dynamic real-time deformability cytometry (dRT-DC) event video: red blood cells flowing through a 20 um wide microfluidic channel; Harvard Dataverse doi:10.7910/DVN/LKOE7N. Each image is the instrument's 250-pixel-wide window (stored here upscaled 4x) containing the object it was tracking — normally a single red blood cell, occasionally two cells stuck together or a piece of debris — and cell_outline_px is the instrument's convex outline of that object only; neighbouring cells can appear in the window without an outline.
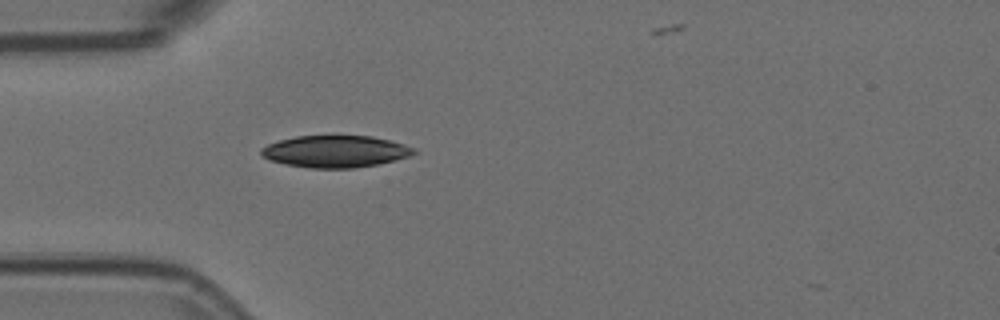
{"species": "Egyptian fruit bat (a non-hibernating species)", "species_latin": "Rousettus aegyptiacus", "temperature_condition": "room temperature", "stored_images_in_passage": 6, "camera_frame_rate_fps": 3000, "um_per_image_px": 0.085, "animal": {"sex": "female"}, "frame": {"image": 1, "passage_image": 5, "time_ms": 1.333, "image_size_px": [1000, 320], "cell_outline_px": [[416, 152], [408, 156], [396, 160], [376, 164], [352, 168], [308, 168], [284, 164], [268, 160], [260, 156], [260, 148], [268, 144], [280, 140], [296, 136], [372, 136], [388, 140], [416, 148]], "centroid_in_image_um": [28.44, 12.88], "position_along_channel_um": 56.6, "area_um2": 28.38}}